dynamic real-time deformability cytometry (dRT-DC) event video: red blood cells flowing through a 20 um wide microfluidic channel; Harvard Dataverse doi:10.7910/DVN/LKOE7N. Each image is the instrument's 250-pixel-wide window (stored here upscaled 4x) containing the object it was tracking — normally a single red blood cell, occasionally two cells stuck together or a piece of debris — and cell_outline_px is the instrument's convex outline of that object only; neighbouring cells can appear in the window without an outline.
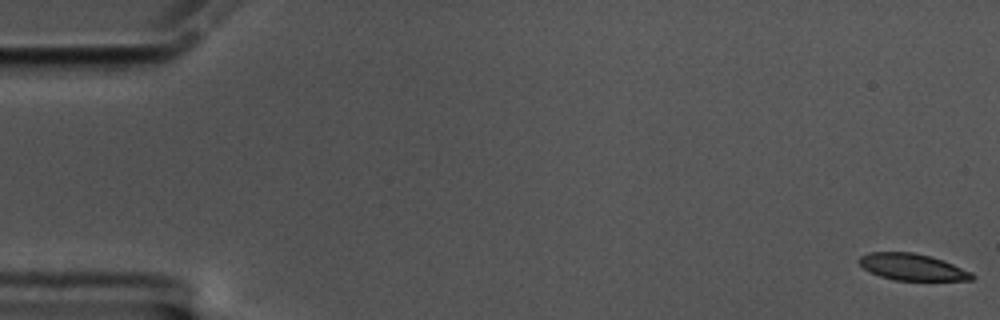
{"species": "common noctule bat (a hibernating species)", "species_latin": "Nyctalus noctula", "temperature_condition": "cold", "stored_images_in_passage": 60, "camera_frame_rate_fps": 3000, "um_per_image_px": 0.085, "animal": {"sex": "male", "body_mass_g": 17.5, "forearm_length_mm": 52.3}, "frame": {"image": 1, "passage_image": 1, "time_ms": 0.0, "image_size_px": [1000, 320], "cell_outline_px": [[976, 276], [972, 280], [896, 280], [880, 276], [864, 268], [856, 260], [860, 256], [868, 252], [912, 252], [944, 260], [972, 272]], "centroid_in_image_um": [77.55, 22.69], "position_along_channel_um": 7.4, "area_um2": 17.46}}
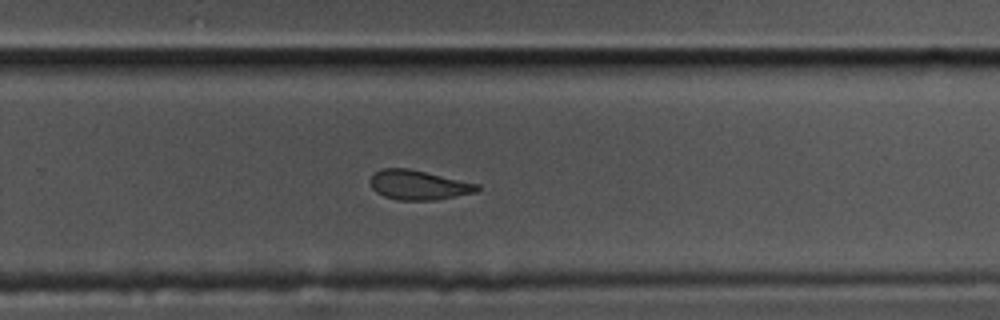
{"frame": {"image": 2, "passage_image": 39, "time_ms": 12.667, "image_size_px": [1000, 320], "cell_outline_px": [[480, 188], [476, 192], [436, 200], [400, 200], [384, 196], [376, 192], [372, 188], [368, 180], [376, 172], [384, 168], [408, 168], [480, 184]], "centroid_in_image_um": [35.57, 15.72], "position_along_channel_um": 294.2, "area_um2": 18.38}}
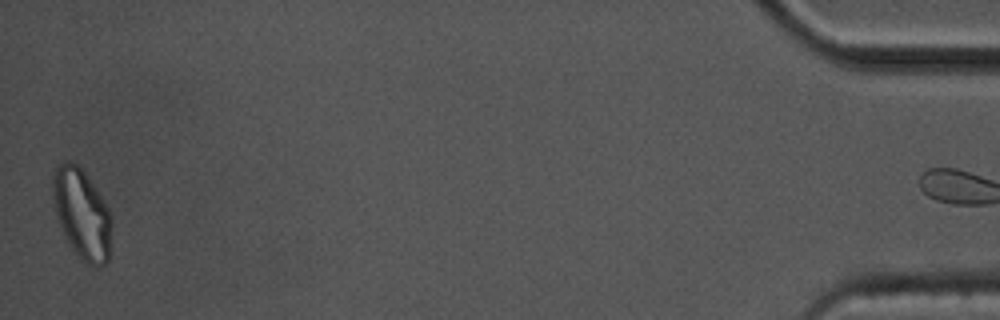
{"frame": {"image": 3, "passage_image": 59, "time_ms": 19.333, "image_size_px": [1000, 320], "cell_outline_px": [[112, 228], [108, 260], [100, 268], [96, 268], [88, 264], [68, 244], [64, 236], [56, 216], [52, 196], [52, 176], [56, 168], [64, 160], [68, 160], [76, 164], [84, 172], [108, 208], [112, 220]], "centroid_in_image_um": [6.95, 18.2], "position_along_channel_um": 428.3, "area_um2": 30.81}, "authors_computed_cell_mechanics": {"area_um2": 19.5075, "velocity_mm_per_s": 3.3947, "shape_relaxation_time_tau1_ms": 5.7877, "shape_relaxation_time_tau2_ms": 2.3488, "deformation_change_tau1": 0.1694, "deformation_change_tau2": 0.0754}}